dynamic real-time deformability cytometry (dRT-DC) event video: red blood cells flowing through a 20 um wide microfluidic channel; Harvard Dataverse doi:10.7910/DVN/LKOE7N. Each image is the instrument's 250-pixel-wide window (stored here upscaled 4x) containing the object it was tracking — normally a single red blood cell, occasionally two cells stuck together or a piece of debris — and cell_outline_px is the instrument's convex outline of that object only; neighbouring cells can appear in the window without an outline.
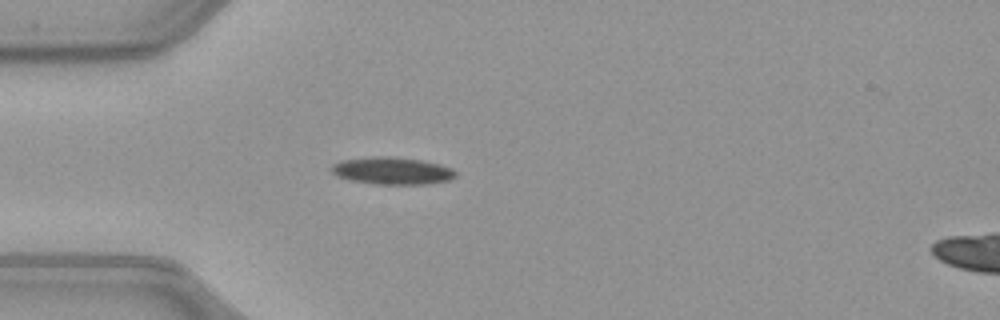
{"species": "common noctule bat (a hibernating species)", "species_latin": "Nyctalus noctula", "temperature_condition": "warm", "stored_images_in_passage": 38, "camera_frame_rate_fps": 3000, "um_per_image_px": 0.085, "animal": {"sex": "female", "body_mass_g": 21.9}, "frame": {"image": 1, "passage_image": 1, "time_ms": 0.0, "image_size_px": [1000, 320], "cell_outline_px": [[456, 176], [448, 180], [424, 184], [380, 184], [352, 180], [340, 176], [332, 172], [332, 164], [340, 160], [380, 156], [392, 156], [420, 160], [440, 164], [452, 168], [456, 172]], "centroid_in_image_um": [33.36, 14.5], "position_along_channel_um": 51.6, "area_um2": 19.42}}
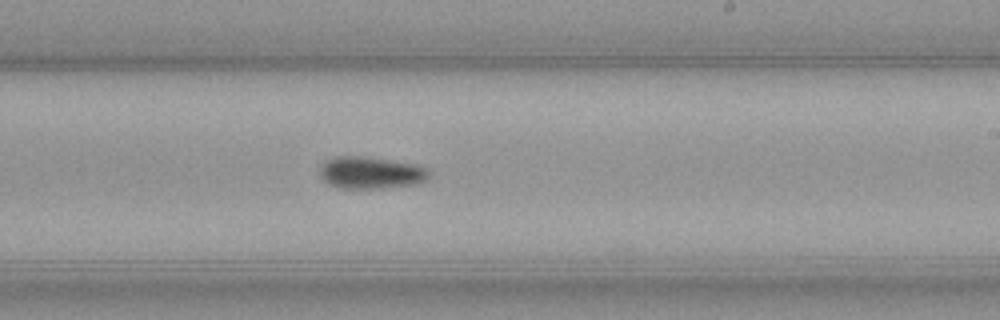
{"frame": {"image": 2, "passage_image": 17, "time_ms": 5.333, "image_size_px": [1000, 320], "cell_outline_px": [[432, 172], [424, 180], [416, 184], [384, 188], [340, 188], [328, 184], [320, 176], [320, 164], [336, 156], [364, 156], [420, 164], [428, 168]], "centroid_in_image_um": [31.55, 14.67], "position_along_channel_um": 257.5, "area_um2": 20.69}}
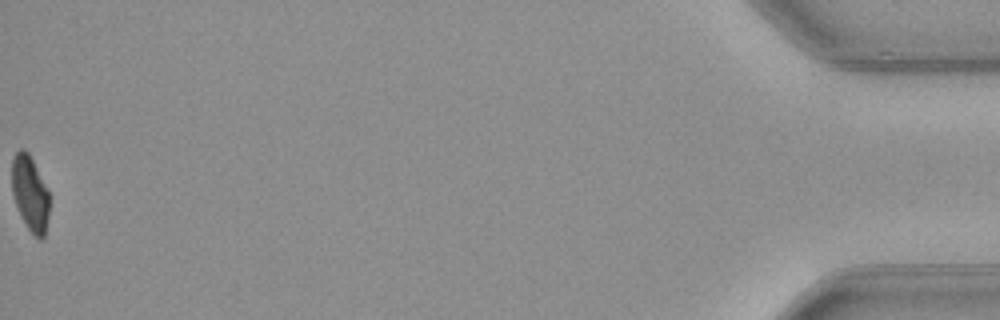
{"frame": {"image": 3, "passage_image": 38, "time_ms": 12.333, "image_size_px": [1000, 320], "cell_outline_px": [[48, 216], [44, 236], [40, 240], [28, 228], [20, 216], [12, 192], [12, 156], [20, 148], [24, 148], [28, 152], [48, 192]], "centroid_in_image_um": [2.52, 16.42], "position_along_channel_um": 432.7, "area_um2": 16.07}, "authors_computed_cell_mechanics": {"area_um2": 19.3919, "velocity_mm_per_s": 4.0211, "shape_relaxation_time_tau1_ms": 9.1314, "shape_relaxation_time_tau2_ms": null, "deformation_change_tau1": 0.1831, "deformation_change_tau2": null}}